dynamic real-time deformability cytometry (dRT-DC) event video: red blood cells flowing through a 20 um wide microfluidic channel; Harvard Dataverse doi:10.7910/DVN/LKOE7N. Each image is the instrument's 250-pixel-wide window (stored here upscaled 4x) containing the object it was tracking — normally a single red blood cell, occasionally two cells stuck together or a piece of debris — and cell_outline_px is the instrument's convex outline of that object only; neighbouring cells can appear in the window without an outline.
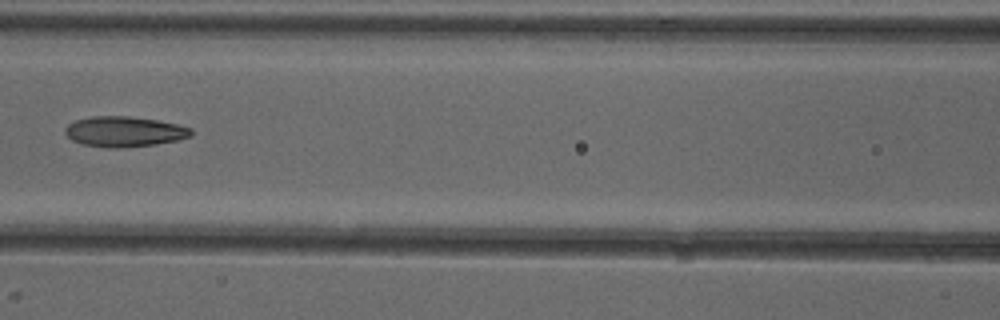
{"species": "common noctule bat (a hibernating species)", "species_latin": "Nyctalus noctula", "temperature_condition": "cold", "stored_images_in_passage": 5, "camera_frame_rate_fps": 3000, "um_per_image_px": 0.085, "animal": {"sex": "female"}, "frame": {"image": 1, "passage_image": 5, "time_ms": 5.333, "image_size_px": [1000, 320], "cell_outline_px": [[192, 136], [176, 140], [156, 144], [120, 148], [108, 148], [84, 144], [72, 140], [64, 132], [64, 128], [68, 124], [76, 120], [92, 116], [128, 116], [156, 120], [176, 124], [192, 128]], "centroid_in_image_um": [10.55, 11.18], "position_along_channel_um": 156.0, "area_um2": 22.2}}